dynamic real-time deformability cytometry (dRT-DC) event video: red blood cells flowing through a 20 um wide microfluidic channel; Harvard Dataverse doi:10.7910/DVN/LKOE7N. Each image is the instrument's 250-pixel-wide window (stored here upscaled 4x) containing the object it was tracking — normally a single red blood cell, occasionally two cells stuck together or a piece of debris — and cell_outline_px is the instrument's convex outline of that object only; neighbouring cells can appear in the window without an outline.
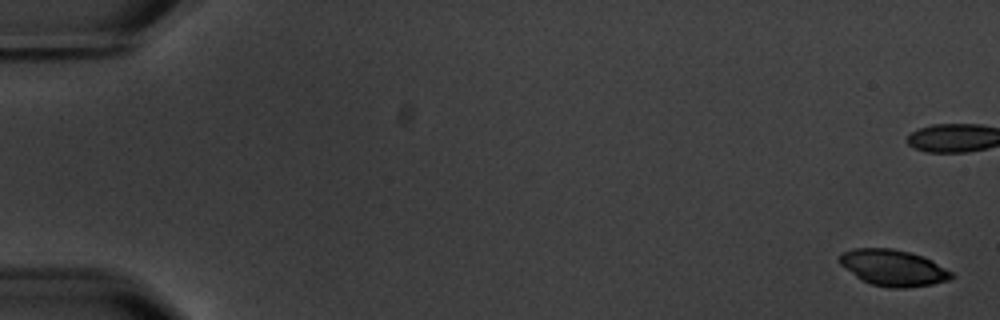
{"species": "common noctule bat (a hibernating species)", "species_latin": "Nyctalus noctula", "temperature_condition": "warm", "stored_images_in_passage": 16, "camera_frame_rate_fps": 3000, "um_per_image_px": 0.085, "animal": {"sex": "male", "body_mass_g": 20.1, "forearm_length_mm": 53.5}, "frame": {"image": 1, "passage_image": 1, "time_ms": 0.0, "image_size_px": [1000, 320], "cell_outline_px": [[952, 276], [948, 280], [932, 284], [904, 288], [888, 288], [872, 284], [856, 276], [840, 264], [840, 256], [844, 252], [852, 248], [892, 248], [908, 252], [932, 260], [952, 272]], "centroid_in_image_um": [75.92, 22.76], "position_along_channel_um": 9.1, "area_um2": 23.24}}
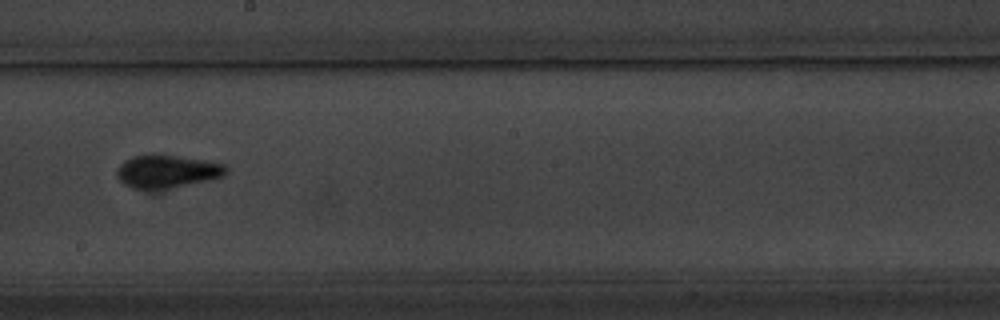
{"frame": {"image": 2, "passage_image": 10, "time_ms": 11.667, "image_size_px": [1000, 320], "cell_outline_px": [[228, 172], [224, 176], [212, 180], [168, 188], [132, 188], [124, 184], [116, 176], [116, 172], [120, 164], [124, 160], [132, 156], [148, 152], [160, 152], [204, 160], [224, 164], [228, 168]], "centroid_in_image_um": [14.2, 14.52], "position_along_channel_um": 234.0, "area_um2": 21.56}}
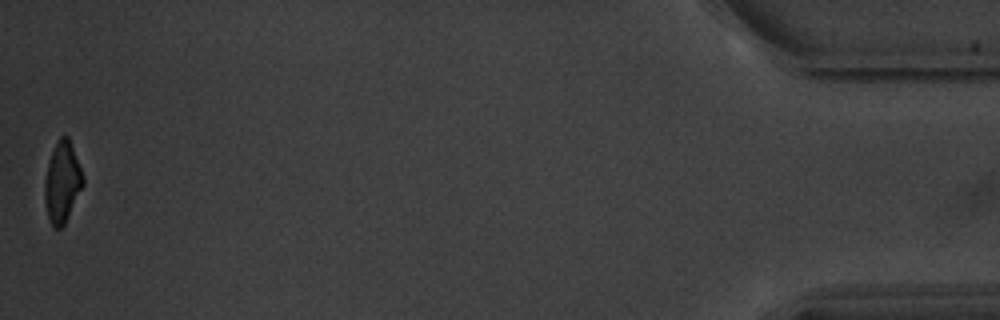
{"frame": {"image": 3, "passage_image": 16, "time_ms": 19.667, "image_size_px": [1000, 320], "cell_outline_px": [[84, 184], [64, 224], [60, 228], [52, 228], [48, 216], [44, 200], [44, 184], [48, 164], [52, 152], [60, 136], [68, 136], [84, 176]], "centroid_in_image_um": [5.29, 15.5], "position_along_channel_um": 429.9, "area_um2": 17.8}, "authors_computed_cell_mechanics": {"area_um2": 21.1837, "velocity_mm_per_s": 3.5404, "shape_relaxation_time_tau1_ms": 3.3077, "shape_relaxation_time_tau2_ms": 0.9398, "deformation_change_tau1": 0.1087, "deformation_change_tau2": 0.0451}}